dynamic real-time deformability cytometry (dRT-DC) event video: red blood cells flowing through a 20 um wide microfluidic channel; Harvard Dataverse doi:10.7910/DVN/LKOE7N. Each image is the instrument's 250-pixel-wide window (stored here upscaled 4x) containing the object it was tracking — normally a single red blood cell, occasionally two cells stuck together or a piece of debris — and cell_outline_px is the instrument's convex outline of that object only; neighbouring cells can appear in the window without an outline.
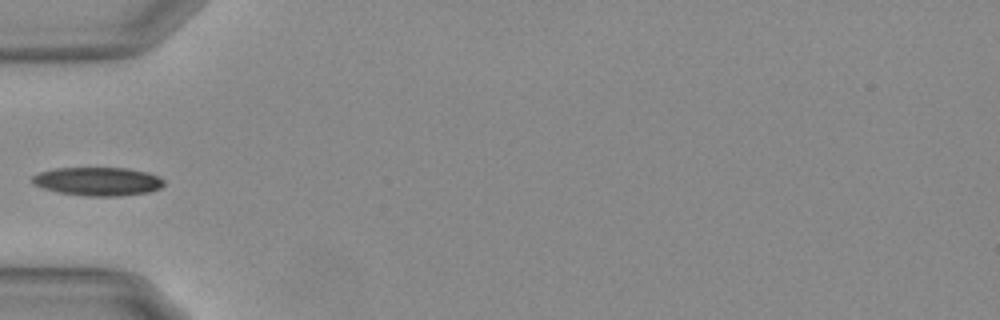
{"species": "Egyptian fruit bat (a non-hibernating species)", "species_latin": "Rousettus aegyptiacus", "temperature_condition": "warm", "stored_images_in_passage": 37, "camera_frame_rate_fps": 3000, "um_per_image_px": 0.085, "animal": {"sex": "female"}, "frame": {"image": 1, "passage_image": 1, "time_ms": 0.0, "image_size_px": [1000, 320], "cell_outline_px": [[164, 184], [160, 188], [148, 192], [120, 196], [88, 196], [60, 192], [44, 188], [32, 184], [32, 176], [40, 172], [56, 168], [128, 168], [148, 172], [164, 180]], "centroid_in_image_um": [8.32, 15.41], "position_along_channel_um": 76.7, "area_um2": 21.73}}